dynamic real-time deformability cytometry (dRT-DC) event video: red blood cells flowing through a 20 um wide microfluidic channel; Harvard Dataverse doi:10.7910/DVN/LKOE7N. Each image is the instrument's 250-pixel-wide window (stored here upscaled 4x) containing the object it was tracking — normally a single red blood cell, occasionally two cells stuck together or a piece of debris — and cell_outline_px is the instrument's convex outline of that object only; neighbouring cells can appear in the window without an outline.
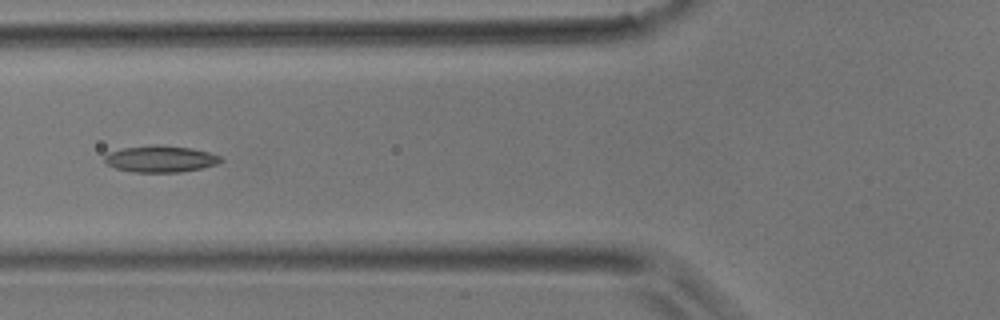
{"species": "common noctule bat (a hibernating species)", "species_latin": "Nyctalus noctula", "temperature_condition": "room temperature", "stored_images_in_passage": 4, "camera_frame_rate_fps": 3000, "um_per_image_px": 0.085, "animal": {"sex": "male", "body_mass_g": 17.9}, "frame": {"image": 1, "passage_image": 4, "time_ms": 1.0, "image_size_px": [1000, 320], "cell_outline_px": [[224, 160], [216, 164], [200, 168], [180, 172], [132, 172], [116, 168], [108, 164], [104, 160], [104, 156], [108, 152], [124, 148], [156, 144], [192, 148], [208, 152], [220, 156]], "centroid_in_image_um": [13.64, 13.5], "position_along_channel_um": 112.2, "area_um2": 17.92}}